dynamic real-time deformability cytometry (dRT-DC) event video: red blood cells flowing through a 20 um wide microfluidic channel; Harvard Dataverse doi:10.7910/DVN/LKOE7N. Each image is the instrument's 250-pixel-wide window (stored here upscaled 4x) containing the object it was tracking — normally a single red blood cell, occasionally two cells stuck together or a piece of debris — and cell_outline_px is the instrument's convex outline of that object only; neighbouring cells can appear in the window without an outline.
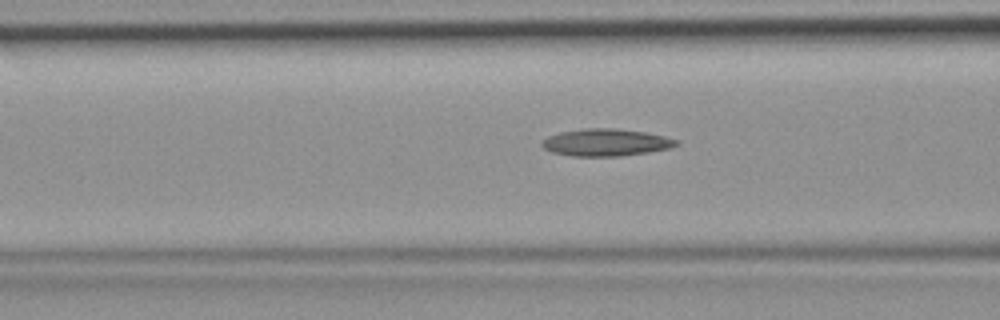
{"species": "common noctule bat (a hibernating species)", "species_latin": "Nyctalus noctula", "temperature_condition": "room temperature", "stored_images_in_passage": 45, "camera_frame_rate_fps": 3000, "um_per_image_px": 0.085, "animal": {"sex": "female", "body_mass_g": 19.9}, "frame": {"image": 1, "passage_image": 18, "time_ms": 5.667, "image_size_px": [1000, 320], "cell_outline_px": [[680, 144], [668, 148], [648, 152], [620, 156], [572, 156], [552, 152], [544, 148], [540, 144], [548, 136], [560, 132], [584, 128], [616, 128], [644, 132], [664, 136], [680, 140]], "centroid_in_image_um": [51.51, 12.1], "position_along_channel_um": 115.1, "area_um2": 21.27}}
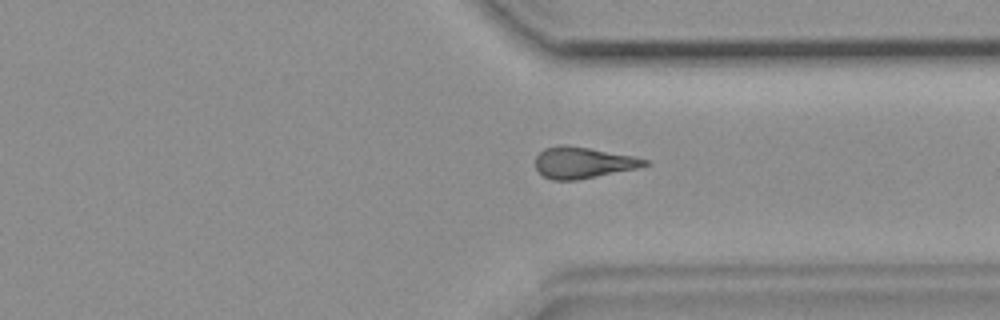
{"frame": {"image": 2, "passage_image": 35, "time_ms": 11.333, "image_size_px": [1000, 320], "cell_outline_px": [[652, 164], [636, 168], [576, 180], [552, 180], [544, 176], [536, 168], [536, 156], [544, 148], [560, 144], [568, 144], [636, 156], [652, 160]], "centroid_in_image_um": [49.6, 13.8], "position_along_channel_um": 361.8, "area_um2": 20.11}}
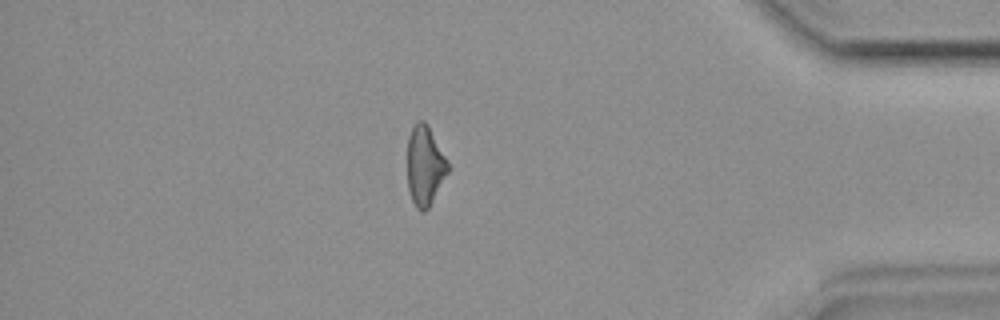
{"frame": {"image": 3, "passage_image": 40, "time_ms": 13.0, "image_size_px": [1000, 320], "cell_outline_px": [[448, 172], [428, 208], [424, 212], [420, 212], [416, 208], [412, 200], [408, 188], [408, 136], [416, 120], [424, 120], [428, 124], [448, 160]], "centroid_in_image_um": [36.11, 14.05], "position_along_channel_um": 399.1, "area_um2": 18.84}}